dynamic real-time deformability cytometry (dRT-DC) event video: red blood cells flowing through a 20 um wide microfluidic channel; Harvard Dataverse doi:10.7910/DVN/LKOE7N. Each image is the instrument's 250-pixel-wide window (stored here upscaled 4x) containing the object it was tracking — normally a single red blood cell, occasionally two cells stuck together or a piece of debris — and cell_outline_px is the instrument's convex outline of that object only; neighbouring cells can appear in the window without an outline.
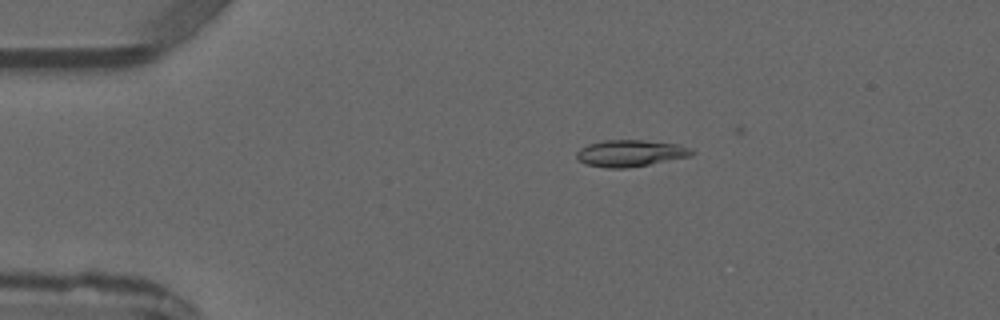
{"species": "common noctule bat (a hibernating species)", "species_latin": "Nyctalus noctula", "temperature_condition": "warm", "stored_images_in_passage": 5, "camera_frame_rate_fps": 3000, "um_per_image_px": 0.085, "animal": {"sex": "male", "forearm_length_mm": 52.5}, "frame": {"image": 1, "passage_image": 3, "time_ms": 2.333, "image_size_px": [1000, 320], "cell_outline_px": [[696, 152], [688, 156], [648, 164], [624, 168], [608, 168], [584, 164], [576, 156], [576, 152], [580, 148], [588, 144], [604, 140], [644, 140], [680, 144], [692, 148]], "centroid_in_image_um": [53.57, 13.01], "position_along_channel_um": 31.4, "area_um2": 17.8}}